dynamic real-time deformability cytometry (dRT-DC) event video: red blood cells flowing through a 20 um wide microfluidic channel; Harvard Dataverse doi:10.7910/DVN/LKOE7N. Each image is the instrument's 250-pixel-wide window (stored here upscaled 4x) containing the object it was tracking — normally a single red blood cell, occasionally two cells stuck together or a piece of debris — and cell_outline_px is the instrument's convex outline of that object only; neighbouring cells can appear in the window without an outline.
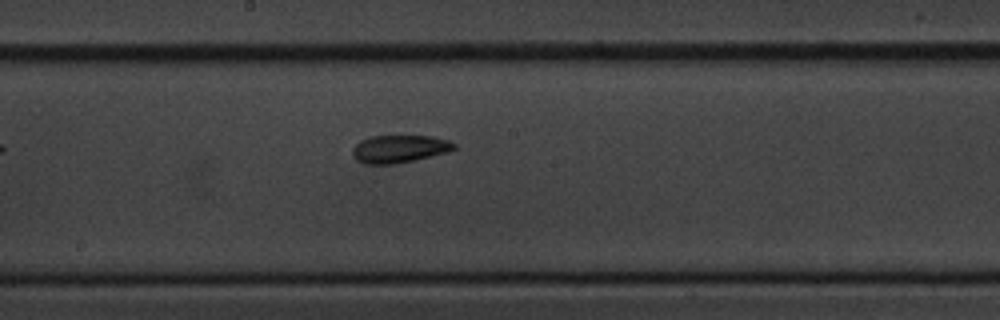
{"species": "common noctule bat (a hibernating species)", "species_latin": "Nyctalus noctula", "temperature_condition": "cold", "stored_images_in_passage": 8, "camera_frame_rate_fps": 3000, "um_per_image_px": 0.085, "animal": {"sex": "male", "body_mass_g": 20.1, "forearm_length_mm": 53.5}, "frame": {"image": 1, "passage_image": 8, "time_ms": 9.333, "image_size_px": [1000, 320], "cell_outline_px": [[456, 148], [448, 152], [416, 160], [392, 164], [364, 164], [356, 160], [352, 156], [352, 148], [360, 140], [368, 136], [432, 136], [448, 140], [456, 144]], "centroid_in_image_um": [33.92, 12.65], "position_along_channel_um": 214.3, "area_um2": 16.59}}